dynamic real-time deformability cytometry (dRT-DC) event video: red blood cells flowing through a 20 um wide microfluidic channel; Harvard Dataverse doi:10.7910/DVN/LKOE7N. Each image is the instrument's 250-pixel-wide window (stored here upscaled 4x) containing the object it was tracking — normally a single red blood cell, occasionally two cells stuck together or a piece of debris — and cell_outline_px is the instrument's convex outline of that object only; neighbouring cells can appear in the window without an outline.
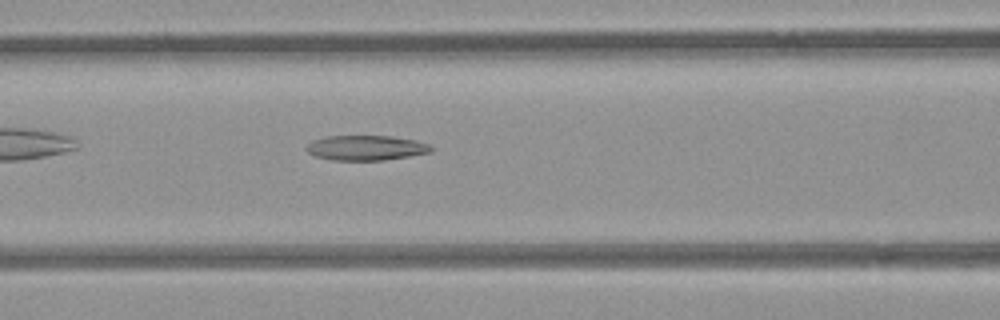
{"species": "common noctule bat (a hibernating species)", "species_latin": "Nyctalus noctula", "temperature_condition": "room temperature", "stored_images_in_passage": 40, "camera_frame_rate_fps": 3000, "um_per_image_px": 0.085, "animal": {"sex": "female", "body_mass_g": 21.9}, "frame": {"image": 1, "passage_image": 9, "time_ms": 2.667, "image_size_px": [1000, 320], "cell_outline_px": [[432, 152], [384, 160], [332, 160], [316, 156], [308, 152], [308, 144], [312, 140], [324, 136], [392, 136], [416, 140], [428, 144], [432, 148]], "centroid_in_image_um": [31.12, 12.56], "position_along_channel_um": 135.5, "area_um2": 18.03}}
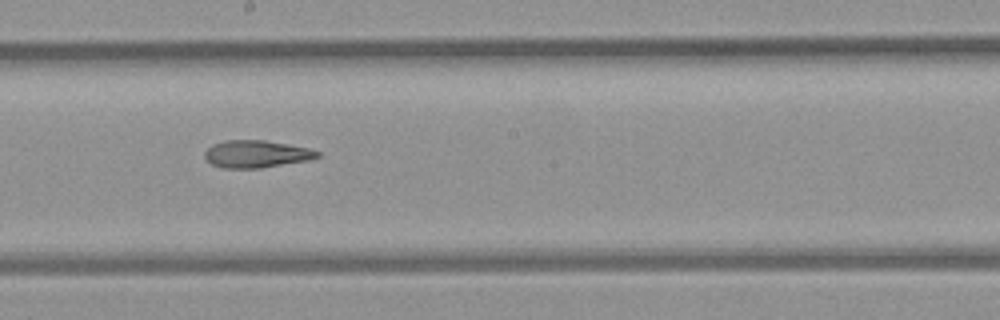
{"frame": {"image": 2, "passage_image": 16, "time_ms": 5.0, "image_size_px": [1000, 320], "cell_outline_px": [[320, 156], [308, 160], [260, 168], [224, 168], [212, 164], [204, 156], [204, 152], [212, 144], [224, 140], [264, 140], [288, 144], [308, 148], [320, 152]], "centroid_in_image_um": [21.77, 13.08], "position_along_channel_um": 226.4, "area_um2": 17.86}}
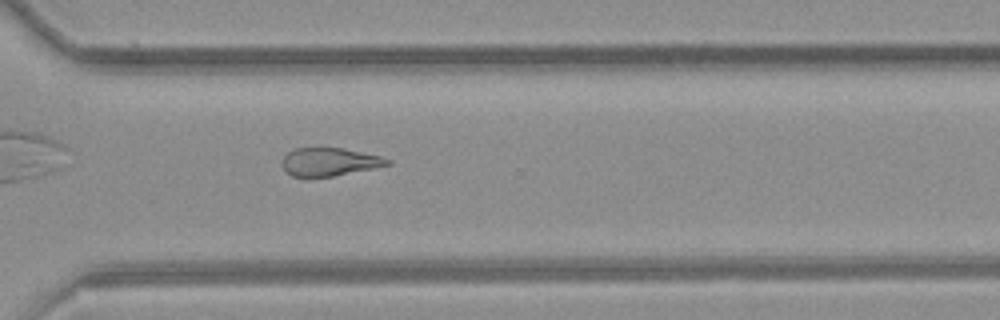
{"frame": {"image": 3, "passage_image": 25, "time_ms": 8.0, "image_size_px": [1000, 320], "cell_outline_px": [[392, 164], [332, 176], [292, 176], [284, 168], [284, 156], [288, 152], [296, 148], [340, 148], [380, 156], [392, 160]], "centroid_in_image_um": [28.03, 13.75], "position_along_channel_um": 342.6, "area_um2": 16.7}, "authors_computed_cell_mechanics": {"area_um2": 18.6116, "velocity_mm_per_s": 3.8887, "shape_relaxation_time_tau1_ms": null, "shape_relaxation_time_tau2_ms": 5.567, "deformation_change_tau1": null, "deformation_change_tau2": 0.1754}}